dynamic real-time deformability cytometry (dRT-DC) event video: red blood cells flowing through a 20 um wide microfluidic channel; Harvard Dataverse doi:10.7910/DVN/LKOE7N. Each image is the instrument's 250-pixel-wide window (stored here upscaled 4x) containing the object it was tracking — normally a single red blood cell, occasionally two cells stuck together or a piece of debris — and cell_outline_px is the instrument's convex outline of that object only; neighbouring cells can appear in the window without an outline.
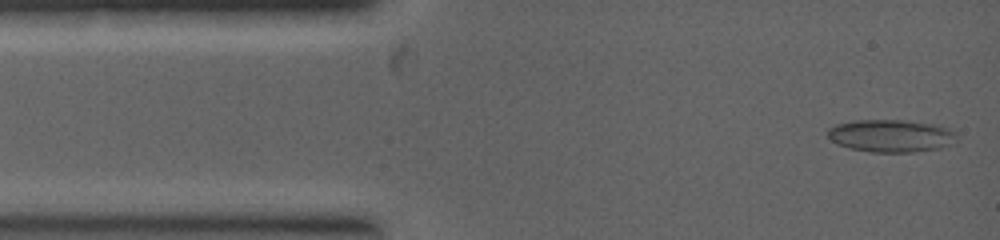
{"species": "common noctule bat (a hibernating species)", "species_latin": "Nyctalus noctula", "temperature_condition": "warm", "stored_images_in_passage": 3, "camera_frame_rate_fps": 5000, "um_per_image_px": 0.085, "animal": {"sex": "female", "body_mass_g": 19.0, "forearm_length_mm": 53.3}, "frame": {"image": 1, "passage_image": 1, "time_ms": 0.0, "image_size_px": [1000, 240], "cell_outline_px": [[956, 136], [952, 144], [940, 148], [912, 152], [868, 152], [848, 148], [836, 144], [828, 136], [828, 128], [836, 124], [852, 120], [904, 120], [932, 124], [948, 128], [956, 132]], "centroid_in_image_um": [75.7, 11.54], "position_along_channel_um": 9.3, "area_um2": 24.57}}